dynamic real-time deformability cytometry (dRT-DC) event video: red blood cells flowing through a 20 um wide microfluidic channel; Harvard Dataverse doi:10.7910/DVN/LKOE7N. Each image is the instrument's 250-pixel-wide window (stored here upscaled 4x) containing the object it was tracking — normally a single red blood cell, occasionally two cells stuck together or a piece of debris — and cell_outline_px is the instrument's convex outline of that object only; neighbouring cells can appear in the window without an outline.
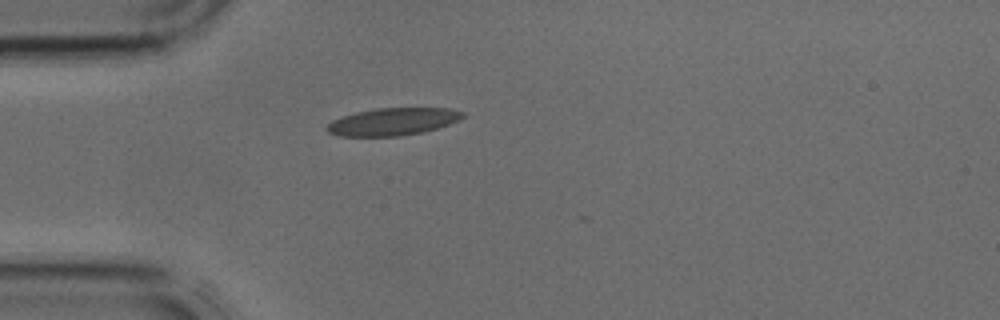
{"species": "common noctule bat (a hibernating species)", "species_latin": "Nyctalus noctula", "temperature_condition": "cold", "stored_images_in_passage": 1, "camera_frame_rate_fps": 3000, "um_per_image_px": 0.085, "animal": {"sex": "male", "body_mass_g": 17.9, "forearm_length_mm": 54.2}, "frame": {"image": 1, "passage_image": 1, "time_ms": 0.0, "image_size_px": [1000, 320], "cell_outline_px": [[464, 116], [460, 120], [424, 132], [400, 136], [340, 136], [328, 132], [324, 128], [332, 120], [356, 112], [376, 108], [448, 108], [464, 112]], "centroid_in_image_um": [33.38, 10.34], "position_along_channel_um": 51.6, "area_um2": 21.68}}